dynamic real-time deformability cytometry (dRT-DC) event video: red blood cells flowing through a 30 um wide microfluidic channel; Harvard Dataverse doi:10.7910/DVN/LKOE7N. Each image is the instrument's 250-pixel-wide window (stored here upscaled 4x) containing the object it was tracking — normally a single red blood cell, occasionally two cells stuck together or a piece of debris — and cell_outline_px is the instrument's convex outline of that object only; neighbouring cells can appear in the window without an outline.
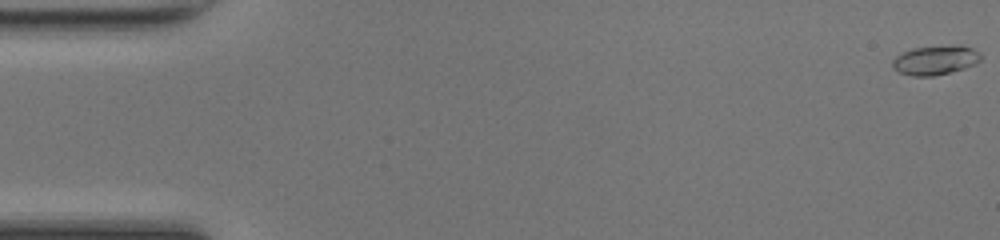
{"species": "common noctule bat (a hibernating species)", "species_latin": "Nyctalus noctula", "temperature_condition": "room temperature", "stored_images_in_passage": 50, "camera_frame_rate_fps": 3000, "um_per_image_px": 0.085, "animal": {"sex": "female", "body_mass_g": 17.0, "forearm_length_mm": 48.0}, "frame": {"image": 1, "passage_image": 1, "time_ms": 0.0, "image_size_px": [1000, 240], "cell_outline_px": [[980, 60], [976, 64], [964, 68], [932, 76], [912, 76], [900, 72], [892, 68], [892, 60], [896, 56], [912, 48], [972, 48], [980, 52]], "centroid_in_image_um": [79.44, 5.16], "position_along_channel_um": 5.6, "area_um2": 14.22}}
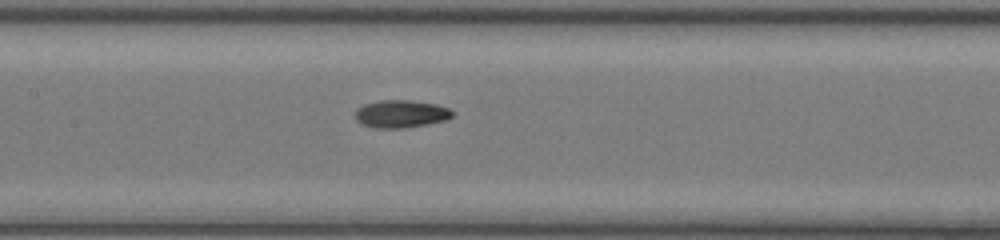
{"frame": {"image": 2, "passage_image": 24, "time_ms": 7.667, "image_size_px": [1000, 240], "cell_outline_px": [[452, 116], [444, 120], [428, 124], [404, 128], [376, 128], [360, 124], [356, 120], [356, 108], [364, 104], [380, 100], [408, 100], [436, 104], [448, 108], [452, 112]], "centroid_in_image_um": [34.03, 9.68], "position_along_channel_um": 173.4, "area_um2": 15.61}}
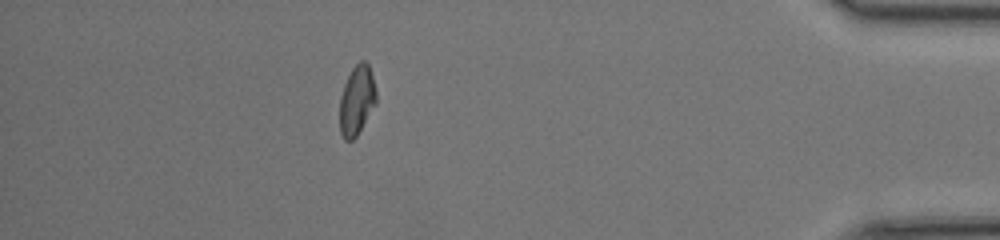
{"frame": {"image": 3, "passage_image": 44, "time_ms": 14.333, "image_size_px": [1000, 240], "cell_outline_px": [[376, 104], [356, 136], [352, 140], [344, 140], [340, 132], [340, 96], [344, 84], [352, 68], [360, 60], [364, 60], [368, 64], [372, 76], [376, 92]], "centroid_in_image_um": [30.32, 8.52], "position_along_channel_um": 404.9, "area_um2": 14.68}, "authors_computed_cell_mechanics": {"area_um2": 14.9124, "velocity_mm_per_s": 4.2766, "shape_relaxation_time_tau1_ms": 7.3338, "shape_relaxation_time_tau2_ms": 2.3781, "deformation_change_tau1": 0.2086, "deformation_change_tau2": 0.072}}